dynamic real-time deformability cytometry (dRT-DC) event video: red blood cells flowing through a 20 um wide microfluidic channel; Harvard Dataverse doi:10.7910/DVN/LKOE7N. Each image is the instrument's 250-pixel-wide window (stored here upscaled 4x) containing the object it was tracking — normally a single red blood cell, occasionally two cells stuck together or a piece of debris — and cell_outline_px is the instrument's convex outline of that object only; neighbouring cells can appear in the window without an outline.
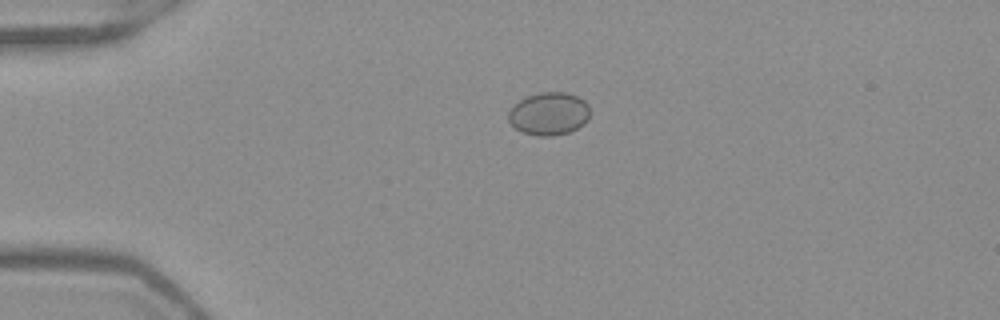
{"species": "Egyptian fruit bat (a non-hibernating species)", "species_latin": "Rousettus aegyptiacus", "temperature_condition": "warm", "stored_images_in_passage": 40, "camera_frame_rate_fps": 3000, "um_per_image_px": 0.085, "frame": {"image": 1, "passage_image": 1, "time_ms": 0.0, "image_size_px": [1000, 320], "cell_outline_px": [[588, 120], [584, 124], [568, 132], [552, 136], [536, 136], [524, 132], [516, 128], [508, 120], [508, 112], [512, 104], [528, 96], [540, 92], [564, 92], [576, 96], [584, 100], [588, 104]], "centroid_in_image_um": [46.64, 9.66], "position_along_channel_um": 38.4, "area_um2": 20.29}}
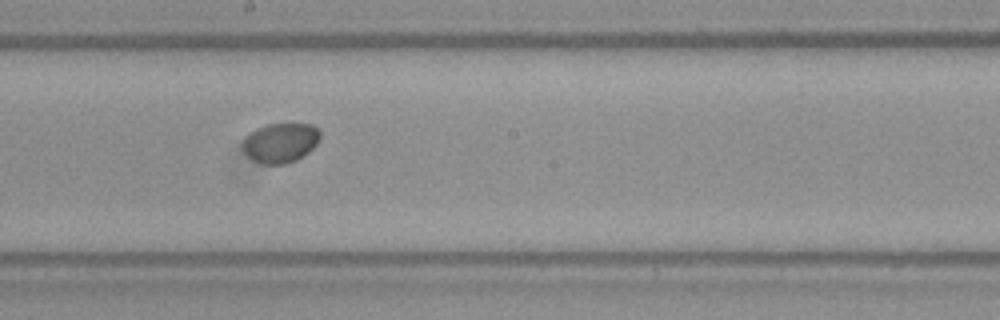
{"frame": {"image": 2, "passage_image": 18, "time_ms": 5.667, "image_size_px": [1000, 320], "cell_outline_px": [[320, 140], [304, 156], [296, 160], [284, 164], [264, 164], [252, 160], [244, 152], [244, 136], [256, 128], [268, 124], [312, 124], [320, 128]], "centroid_in_image_um": [23.86, 12.13], "position_along_channel_um": 224.3, "area_um2": 17.98}}
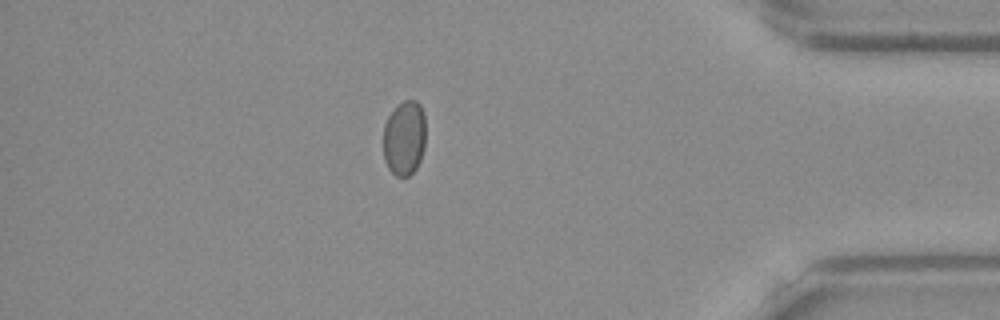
{"frame": {"image": 3, "passage_image": 34, "time_ms": 11.0, "image_size_px": [1000, 320], "cell_outline_px": [[424, 148], [420, 160], [416, 168], [408, 176], [396, 176], [388, 168], [384, 160], [384, 124], [388, 116], [404, 100], [416, 100], [420, 104], [424, 116]], "centroid_in_image_um": [34.36, 11.74], "position_along_channel_um": 400.8, "area_um2": 18.32}, "authors_computed_cell_mechanics": {"area_um2": 18.8428, "velocity_mm_per_s": 3.9542, "shape_relaxation_time_tau1_ms": null, "shape_relaxation_time_tau2_ms": 3.5976, "deformation_change_tau1": null, "deformation_change_tau2": 0.0222}}